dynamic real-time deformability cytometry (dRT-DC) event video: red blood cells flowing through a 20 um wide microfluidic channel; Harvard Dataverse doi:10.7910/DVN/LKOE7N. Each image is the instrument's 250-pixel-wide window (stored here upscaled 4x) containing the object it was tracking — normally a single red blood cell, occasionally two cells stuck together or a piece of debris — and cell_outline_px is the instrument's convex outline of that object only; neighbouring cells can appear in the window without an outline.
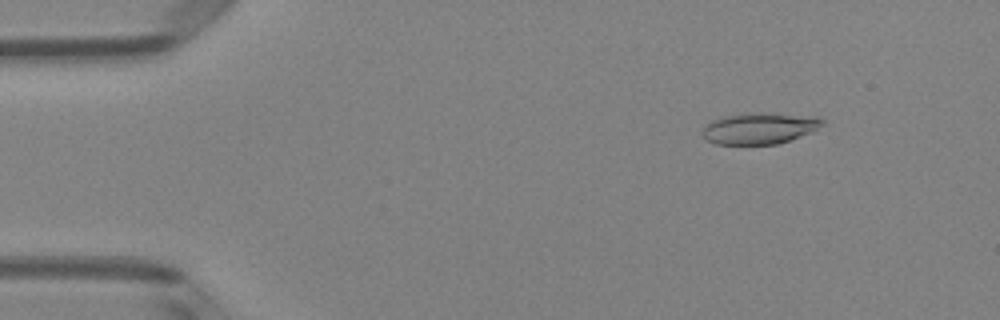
{"species": "Egyptian fruit bat (a non-hibernating species)", "species_latin": "Rousettus aegyptiacus", "temperature_condition": "room temperature", "stored_images_in_passage": 50, "camera_frame_rate_fps": 3000, "um_per_image_px": 0.085, "animal": {"sex": "female"}, "frame": {"image": 1, "passage_image": 6, "time_ms": 1.667, "image_size_px": [1000, 320], "cell_outline_px": [[824, 120], [812, 132], [792, 140], [776, 144], [716, 144], [708, 140], [700, 132], [704, 124], [712, 120], [724, 116], [760, 112], [764, 112], [820, 116]], "centroid_in_image_um": [64.56, 10.9], "position_along_channel_um": 20.4, "area_um2": 22.08}}
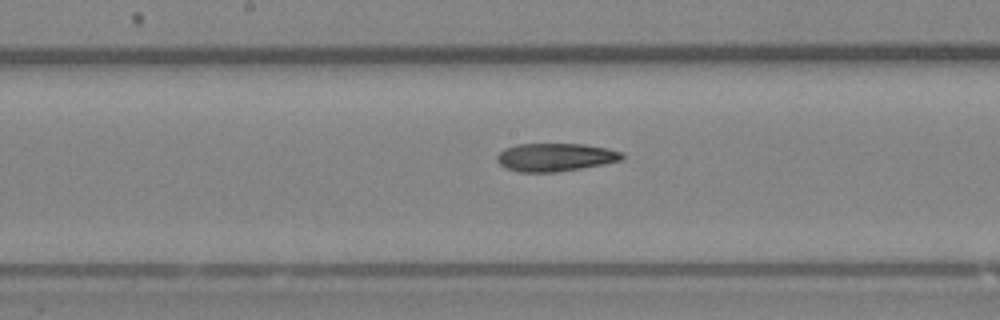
{"frame": {"image": 2, "passage_image": 26, "time_ms": 8.333, "image_size_px": [1000, 320], "cell_outline_px": [[624, 156], [620, 160], [604, 164], [556, 172], [520, 172], [508, 168], [500, 164], [496, 160], [496, 156], [504, 148], [516, 144], [584, 144], [608, 148], [624, 152]], "centroid_in_image_um": [47.2, 13.35], "position_along_channel_um": 201.0, "area_um2": 20.46}}
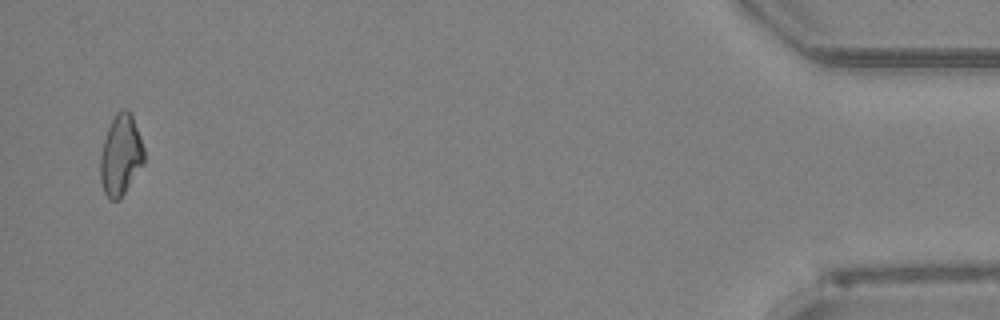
{"frame": {"image": 3, "passage_image": 49, "time_ms": 16.0, "image_size_px": [1000, 320], "cell_outline_px": [[144, 164], [120, 200], [108, 200], [104, 192], [100, 180], [100, 156], [104, 140], [108, 128], [116, 112], [124, 108], [128, 108], [132, 112], [144, 148]], "centroid_in_image_um": [10.27, 13.19], "position_along_channel_um": 424.9, "area_um2": 20.92}}